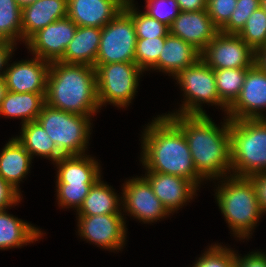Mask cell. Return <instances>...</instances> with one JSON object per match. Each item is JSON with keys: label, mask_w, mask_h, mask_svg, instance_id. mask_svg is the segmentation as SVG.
Wrapping results in <instances>:
<instances>
[{"label": "cell", "mask_w": 266, "mask_h": 267, "mask_svg": "<svg viewBox=\"0 0 266 267\" xmlns=\"http://www.w3.org/2000/svg\"><path fill=\"white\" fill-rule=\"evenodd\" d=\"M31 162L32 156L16 137H13L0 152V177L21 193L19 181L28 174Z\"/></svg>", "instance_id": "cell-23"}, {"label": "cell", "mask_w": 266, "mask_h": 267, "mask_svg": "<svg viewBox=\"0 0 266 267\" xmlns=\"http://www.w3.org/2000/svg\"><path fill=\"white\" fill-rule=\"evenodd\" d=\"M43 233L18 217L0 210V250L11 249L38 241Z\"/></svg>", "instance_id": "cell-24"}, {"label": "cell", "mask_w": 266, "mask_h": 267, "mask_svg": "<svg viewBox=\"0 0 266 267\" xmlns=\"http://www.w3.org/2000/svg\"><path fill=\"white\" fill-rule=\"evenodd\" d=\"M45 95L7 91L5 98L0 103V115L9 118H21L22 125L36 121L45 104Z\"/></svg>", "instance_id": "cell-25"}, {"label": "cell", "mask_w": 266, "mask_h": 267, "mask_svg": "<svg viewBox=\"0 0 266 267\" xmlns=\"http://www.w3.org/2000/svg\"><path fill=\"white\" fill-rule=\"evenodd\" d=\"M238 35L255 52L266 46V13L261 7L250 15Z\"/></svg>", "instance_id": "cell-31"}, {"label": "cell", "mask_w": 266, "mask_h": 267, "mask_svg": "<svg viewBox=\"0 0 266 267\" xmlns=\"http://www.w3.org/2000/svg\"><path fill=\"white\" fill-rule=\"evenodd\" d=\"M201 52L179 37L168 34L158 62L151 68L175 77L181 70L195 64Z\"/></svg>", "instance_id": "cell-20"}, {"label": "cell", "mask_w": 266, "mask_h": 267, "mask_svg": "<svg viewBox=\"0 0 266 267\" xmlns=\"http://www.w3.org/2000/svg\"><path fill=\"white\" fill-rule=\"evenodd\" d=\"M255 63L266 72V46L259 48L256 51Z\"/></svg>", "instance_id": "cell-43"}, {"label": "cell", "mask_w": 266, "mask_h": 267, "mask_svg": "<svg viewBox=\"0 0 266 267\" xmlns=\"http://www.w3.org/2000/svg\"><path fill=\"white\" fill-rule=\"evenodd\" d=\"M123 212L144 223L160 221L170 213L162 202L153 193L149 182L144 177L129 179L123 184L122 189Z\"/></svg>", "instance_id": "cell-12"}, {"label": "cell", "mask_w": 266, "mask_h": 267, "mask_svg": "<svg viewBox=\"0 0 266 267\" xmlns=\"http://www.w3.org/2000/svg\"><path fill=\"white\" fill-rule=\"evenodd\" d=\"M184 91V101L175 112L165 115H207L202 103L220 106L227 113L228 108L220 101L215 82L214 70L201 58L193 65L181 70L175 77Z\"/></svg>", "instance_id": "cell-7"}, {"label": "cell", "mask_w": 266, "mask_h": 267, "mask_svg": "<svg viewBox=\"0 0 266 267\" xmlns=\"http://www.w3.org/2000/svg\"><path fill=\"white\" fill-rule=\"evenodd\" d=\"M201 59L212 69L251 68L256 52L238 34L219 31L201 52Z\"/></svg>", "instance_id": "cell-10"}, {"label": "cell", "mask_w": 266, "mask_h": 267, "mask_svg": "<svg viewBox=\"0 0 266 267\" xmlns=\"http://www.w3.org/2000/svg\"><path fill=\"white\" fill-rule=\"evenodd\" d=\"M165 44V37L137 38L135 46V63L142 71H147L158 62Z\"/></svg>", "instance_id": "cell-32"}, {"label": "cell", "mask_w": 266, "mask_h": 267, "mask_svg": "<svg viewBox=\"0 0 266 267\" xmlns=\"http://www.w3.org/2000/svg\"><path fill=\"white\" fill-rule=\"evenodd\" d=\"M22 42L56 20L67 17V0H37L22 8Z\"/></svg>", "instance_id": "cell-19"}, {"label": "cell", "mask_w": 266, "mask_h": 267, "mask_svg": "<svg viewBox=\"0 0 266 267\" xmlns=\"http://www.w3.org/2000/svg\"><path fill=\"white\" fill-rule=\"evenodd\" d=\"M231 175L266 172V119L230 120Z\"/></svg>", "instance_id": "cell-5"}, {"label": "cell", "mask_w": 266, "mask_h": 267, "mask_svg": "<svg viewBox=\"0 0 266 267\" xmlns=\"http://www.w3.org/2000/svg\"><path fill=\"white\" fill-rule=\"evenodd\" d=\"M260 8V0H237L229 22L220 30L226 34H238L250 15Z\"/></svg>", "instance_id": "cell-35"}, {"label": "cell", "mask_w": 266, "mask_h": 267, "mask_svg": "<svg viewBox=\"0 0 266 267\" xmlns=\"http://www.w3.org/2000/svg\"><path fill=\"white\" fill-rule=\"evenodd\" d=\"M255 186L258 202L263 213H266V172L249 177Z\"/></svg>", "instance_id": "cell-40"}, {"label": "cell", "mask_w": 266, "mask_h": 267, "mask_svg": "<svg viewBox=\"0 0 266 267\" xmlns=\"http://www.w3.org/2000/svg\"><path fill=\"white\" fill-rule=\"evenodd\" d=\"M146 173L143 177L170 214L182 208L184 203L190 202V199L197 194L198 188L183 177L152 171Z\"/></svg>", "instance_id": "cell-17"}, {"label": "cell", "mask_w": 266, "mask_h": 267, "mask_svg": "<svg viewBox=\"0 0 266 267\" xmlns=\"http://www.w3.org/2000/svg\"><path fill=\"white\" fill-rule=\"evenodd\" d=\"M146 4L145 13L167 26H170L181 12L176 0H146Z\"/></svg>", "instance_id": "cell-36"}, {"label": "cell", "mask_w": 266, "mask_h": 267, "mask_svg": "<svg viewBox=\"0 0 266 267\" xmlns=\"http://www.w3.org/2000/svg\"><path fill=\"white\" fill-rule=\"evenodd\" d=\"M180 11H199L206 9L207 0H176Z\"/></svg>", "instance_id": "cell-42"}, {"label": "cell", "mask_w": 266, "mask_h": 267, "mask_svg": "<svg viewBox=\"0 0 266 267\" xmlns=\"http://www.w3.org/2000/svg\"><path fill=\"white\" fill-rule=\"evenodd\" d=\"M120 3H122L124 6L133 4L134 0H118Z\"/></svg>", "instance_id": "cell-46"}, {"label": "cell", "mask_w": 266, "mask_h": 267, "mask_svg": "<svg viewBox=\"0 0 266 267\" xmlns=\"http://www.w3.org/2000/svg\"><path fill=\"white\" fill-rule=\"evenodd\" d=\"M77 27L67 16L38 30L24 43L33 56L50 63L59 61L73 39Z\"/></svg>", "instance_id": "cell-14"}, {"label": "cell", "mask_w": 266, "mask_h": 267, "mask_svg": "<svg viewBox=\"0 0 266 267\" xmlns=\"http://www.w3.org/2000/svg\"><path fill=\"white\" fill-rule=\"evenodd\" d=\"M203 254L193 267H235L236 253L225 246L211 245Z\"/></svg>", "instance_id": "cell-33"}, {"label": "cell", "mask_w": 266, "mask_h": 267, "mask_svg": "<svg viewBox=\"0 0 266 267\" xmlns=\"http://www.w3.org/2000/svg\"><path fill=\"white\" fill-rule=\"evenodd\" d=\"M100 108L107 103L127 107L135 97L142 70L135 62L95 64Z\"/></svg>", "instance_id": "cell-8"}, {"label": "cell", "mask_w": 266, "mask_h": 267, "mask_svg": "<svg viewBox=\"0 0 266 267\" xmlns=\"http://www.w3.org/2000/svg\"><path fill=\"white\" fill-rule=\"evenodd\" d=\"M15 46L16 44L12 42L0 41V77H4L5 70L7 69L4 66L8 65L7 63L12 57Z\"/></svg>", "instance_id": "cell-41"}, {"label": "cell", "mask_w": 266, "mask_h": 267, "mask_svg": "<svg viewBox=\"0 0 266 267\" xmlns=\"http://www.w3.org/2000/svg\"><path fill=\"white\" fill-rule=\"evenodd\" d=\"M33 57L7 65L4 79L8 91L46 94L50 62Z\"/></svg>", "instance_id": "cell-15"}, {"label": "cell", "mask_w": 266, "mask_h": 267, "mask_svg": "<svg viewBox=\"0 0 266 267\" xmlns=\"http://www.w3.org/2000/svg\"><path fill=\"white\" fill-rule=\"evenodd\" d=\"M7 91L8 90H7V86L5 83V79H4V77H0V103L5 98Z\"/></svg>", "instance_id": "cell-44"}, {"label": "cell", "mask_w": 266, "mask_h": 267, "mask_svg": "<svg viewBox=\"0 0 266 267\" xmlns=\"http://www.w3.org/2000/svg\"><path fill=\"white\" fill-rule=\"evenodd\" d=\"M123 7L118 0H67V16L77 26L102 29Z\"/></svg>", "instance_id": "cell-18"}, {"label": "cell", "mask_w": 266, "mask_h": 267, "mask_svg": "<svg viewBox=\"0 0 266 267\" xmlns=\"http://www.w3.org/2000/svg\"><path fill=\"white\" fill-rule=\"evenodd\" d=\"M260 7L265 11L266 13V0H260Z\"/></svg>", "instance_id": "cell-47"}, {"label": "cell", "mask_w": 266, "mask_h": 267, "mask_svg": "<svg viewBox=\"0 0 266 267\" xmlns=\"http://www.w3.org/2000/svg\"><path fill=\"white\" fill-rule=\"evenodd\" d=\"M266 109V72L256 63L248 69L241 92L228 108L230 120L265 119Z\"/></svg>", "instance_id": "cell-13"}, {"label": "cell", "mask_w": 266, "mask_h": 267, "mask_svg": "<svg viewBox=\"0 0 266 267\" xmlns=\"http://www.w3.org/2000/svg\"><path fill=\"white\" fill-rule=\"evenodd\" d=\"M184 133L196 172L214 180L231 175L230 119L218 127L209 115H165ZM224 176V177H223Z\"/></svg>", "instance_id": "cell-1"}, {"label": "cell", "mask_w": 266, "mask_h": 267, "mask_svg": "<svg viewBox=\"0 0 266 267\" xmlns=\"http://www.w3.org/2000/svg\"><path fill=\"white\" fill-rule=\"evenodd\" d=\"M20 134L16 139L32 157L38 155L56 162L63 156L57 149L54 141L37 121H31L22 125Z\"/></svg>", "instance_id": "cell-27"}, {"label": "cell", "mask_w": 266, "mask_h": 267, "mask_svg": "<svg viewBox=\"0 0 266 267\" xmlns=\"http://www.w3.org/2000/svg\"><path fill=\"white\" fill-rule=\"evenodd\" d=\"M22 8L15 0H0V41H22Z\"/></svg>", "instance_id": "cell-29"}, {"label": "cell", "mask_w": 266, "mask_h": 267, "mask_svg": "<svg viewBox=\"0 0 266 267\" xmlns=\"http://www.w3.org/2000/svg\"><path fill=\"white\" fill-rule=\"evenodd\" d=\"M220 182L215 192L219 209L232 234L247 239L263 214L253 181L249 177L228 175Z\"/></svg>", "instance_id": "cell-4"}, {"label": "cell", "mask_w": 266, "mask_h": 267, "mask_svg": "<svg viewBox=\"0 0 266 267\" xmlns=\"http://www.w3.org/2000/svg\"><path fill=\"white\" fill-rule=\"evenodd\" d=\"M124 214H103L77 216L78 235L97 247L120 250L126 241V221Z\"/></svg>", "instance_id": "cell-11"}, {"label": "cell", "mask_w": 266, "mask_h": 267, "mask_svg": "<svg viewBox=\"0 0 266 267\" xmlns=\"http://www.w3.org/2000/svg\"><path fill=\"white\" fill-rule=\"evenodd\" d=\"M89 156H62L54 162L58 169L56 184L95 183L100 179V163Z\"/></svg>", "instance_id": "cell-21"}, {"label": "cell", "mask_w": 266, "mask_h": 267, "mask_svg": "<svg viewBox=\"0 0 266 267\" xmlns=\"http://www.w3.org/2000/svg\"><path fill=\"white\" fill-rule=\"evenodd\" d=\"M219 31L206 9L181 11L169 26V34L181 38L200 52Z\"/></svg>", "instance_id": "cell-16"}, {"label": "cell", "mask_w": 266, "mask_h": 267, "mask_svg": "<svg viewBox=\"0 0 266 267\" xmlns=\"http://www.w3.org/2000/svg\"><path fill=\"white\" fill-rule=\"evenodd\" d=\"M20 198L21 194L0 177V210L16 206L21 201Z\"/></svg>", "instance_id": "cell-38"}, {"label": "cell", "mask_w": 266, "mask_h": 267, "mask_svg": "<svg viewBox=\"0 0 266 267\" xmlns=\"http://www.w3.org/2000/svg\"><path fill=\"white\" fill-rule=\"evenodd\" d=\"M101 39V28L78 26L73 39L59 60L68 64L94 66Z\"/></svg>", "instance_id": "cell-22"}, {"label": "cell", "mask_w": 266, "mask_h": 267, "mask_svg": "<svg viewBox=\"0 0 266 267\" xmlns=\"http://www.w3.org/2000/svg\"><path fill=\"white\" fill-rule=\"evenodd\" d=\"M89 116L62 111L46 103L36 121L44 128L63 156L84 155L90 139Z\"/></svg>", "instance_id": "cell-6"}, {"label": "cell", "mask_w": 266, "mask_h": 267, "mask_svg": "<svg viewBox=\"0 0 266 267\" xmlns=\"http://www.w3.org/2000/svg\"><path fill=\"white\" fill-rule=\"evenodd\" d=\"M249 68L213 69L220 101L229 108L238 98Z\"/></svg>", "instance_id": "cell-28"}, {"label": "cell", "mask_w": 266, "mask_h": 267, "mask_svg": "<svg viewBox=\"0 0 266 267\" xmlns=\"http://www.w3.org/2000/svg\"><path fill=\"white\" fill-rule=\"evenodd\" d=\"M122 201L113 188L105 184L101 178L90 188L82 205L77 210L78 216H94L103 214H122Z\"/></svg>", "instance_id": "cell-26"}, {"label": "cell", "mask_w": 266, "mask_h": 267, "mask_svg": "<svg viewBox=\"0 0 266 267\" xmlns=\"http://www.w3.org/2000/svg\"><path fill=\"white\" fill-rule=\"evenodd\" d=\"M15 1L21 8H24L30 5L31 3H34L37 0H15Z\"/></svg>", "instance_id": "cell-45"}, {"label": "cell", "mask_w": 266, "mask_h": 267, "mask_svg": "<svg viewBox=\"0 0 266 267\" xmlns=\"http://www.w3.org/2000/svg\"><path fill=\"white\" fill-rule=\"evenodd\" d=\"M137 35L132 17L122 9L101 29L95 64L135 62Z\"/></svg>", "instance_id": "cell-9"}, {"label": "cell", "mask_w": 266, "mask_h": 267, "mask_svg": "<svg viewBox=\"0 0 266 267\" xmlns=\"http://www.w3.org/2000/svg\"><path fill=\"white\" fill-rule=\"evenodd\" d=\"M135 4L125 5L123 9L132 17L137 38L147 39L166 37L169 26L150 17L147 13H140Z\"/></svg>", "instance_id": "cell-30"}, {"label": "cell", "mask_w": 266, "mask_h": 267, "mask_svg": "<svg viewBox=\"0 0 266 267\" xmlns=\"http://www.w3.org/2000/svg\"><path fill=\"white\" fill-rule=\"evenodd\" d=\"M235 267H266V253L251 252L244 257L236 254Z\"/></svg>", "instance_id": "cell-39"}, {"label": "cell", "mask_w": 266, "mask_h": 267, "mask_svg": "<svg viewBox=\"0 0 266 267\" xmlns=\"http://www.w3.org/2000/svg\"><path fill=\"white\" fill-rule=\"evenodd\" d=\"M45 103L62 111L94 116L100 109L95 67L51 62Z\"/></svg>", "instance_id": "cell-3"}, {"label": "cell", "mask_w": 266, "mask_h": 267, "mask_svg": "<svg viewBox=\"0 0 266 267\" xmlns=\"http://www.w3.org/2000/svg\"><path fill=\"white\" fill-rule=\"evenodd\" d=\"M236 3L237 0H207V13L219 30L229 22Z\"/></svg>", "instance_id": "cell-37"}, {"label": "cell", "mask_w": 266, "mask_h": 267, "mask_svg": "<svg viewBox=\"0 0 266 267\" xmlns=\"http://www.w3.org/2000/svg\"><path fill=\"white\" fill-rule=\"evenodd\" d=\"M93 184L94 183L56 184L58 205L62 208L72 207L77 211Z\"/></svg>", "instance_id": "cell-34"}, {"label": "cell", "mask_w": 266, "mask_h": 267, "mask_svg": "<svg viewBox=\"0 0 266 267\" xmlns=\"http://www.w3.org/2000/svg\"><path fill=\"white\" fill-rule=\"evenodd\" d=\"M146 125L140 161L145 170L183 177L197 188L204 180L195 170L183 131L165 115Z\"/></svg>", "instance_id": "cell-2"}]
</instances>
